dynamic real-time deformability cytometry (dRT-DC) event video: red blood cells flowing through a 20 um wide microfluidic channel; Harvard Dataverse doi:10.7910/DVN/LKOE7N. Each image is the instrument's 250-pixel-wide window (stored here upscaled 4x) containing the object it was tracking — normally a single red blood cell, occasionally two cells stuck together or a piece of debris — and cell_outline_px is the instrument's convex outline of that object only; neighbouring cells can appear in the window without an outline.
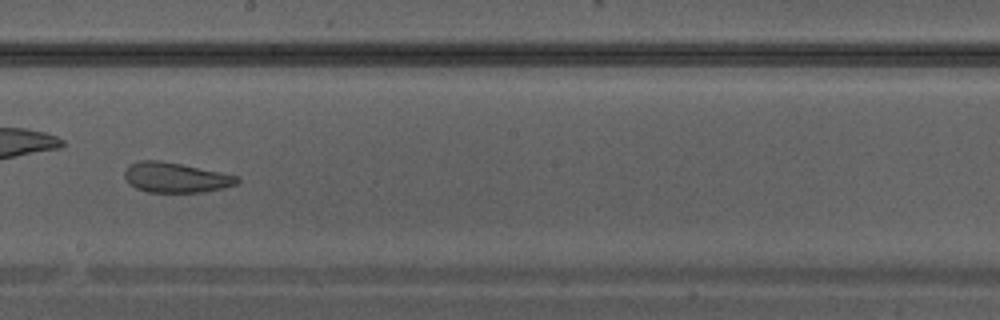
{"species": "Egyptian fruit bat (a non-hibernating species)", "species_latin": "Rousettus aegyptiacus", "temperature_condition": "warm", "stored_images_in_passage": 27, "camera_frame_rate_fps": 3000, "um_per_image_px": 0.085, "animal": {"sex": "male"}, "frame": {"image": 1, "passage_image": 12, "time_ms": 3.667, "image_size_px": [1000, 320], "cell_outline_px": [[240, 180], [236, 184], [204, 192], [148, 192], [136, 188], [128, 184], [124, 176], [124, 172], [128, 164], [140, 160], [160, 160], [240, 176]], "centroid_in_image_um": [14.89, 15.08], "position_along_channel_um": 233.3, "area_um2": 19.71}}